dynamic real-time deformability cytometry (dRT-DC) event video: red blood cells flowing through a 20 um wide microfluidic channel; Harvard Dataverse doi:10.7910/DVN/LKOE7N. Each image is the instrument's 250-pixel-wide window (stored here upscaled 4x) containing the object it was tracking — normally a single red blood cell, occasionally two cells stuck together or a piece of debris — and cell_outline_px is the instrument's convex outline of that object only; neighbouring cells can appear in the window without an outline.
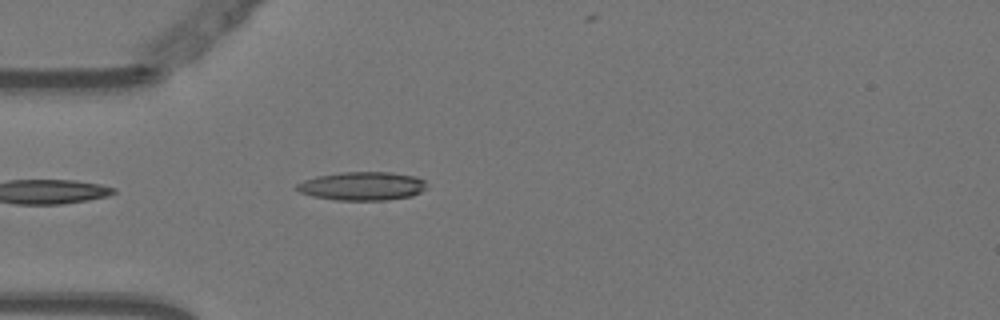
{"species": "Egyptian fruit bat (a non-hibernating species)", "species_latin": "Rousettus aegyptiacus", "temperature_condition": "warm", "stored_images_in_passage": 2, "camera_frame_rate_fps": 3000, "um_per_image_px": 0.085, "animal": {"sex": "female"}, "frame": {"image": 1, "passage_image": 1, "time_ms": 0.0, "image_size_px": [1000, 320], "cell_outline_px": [[428, 188], [412, 196], [384, 200], [336, 200], [312, 196], [300, 192], [292, 188], [296, 184], [304, 180], [316, 176], [340, 172], [392, 172], [416, 176], [424, 180]], "centroid_in_image_um": [30.78, 15.81], "position_along_channel_um": 54.2, "area_um2": 21.85}}